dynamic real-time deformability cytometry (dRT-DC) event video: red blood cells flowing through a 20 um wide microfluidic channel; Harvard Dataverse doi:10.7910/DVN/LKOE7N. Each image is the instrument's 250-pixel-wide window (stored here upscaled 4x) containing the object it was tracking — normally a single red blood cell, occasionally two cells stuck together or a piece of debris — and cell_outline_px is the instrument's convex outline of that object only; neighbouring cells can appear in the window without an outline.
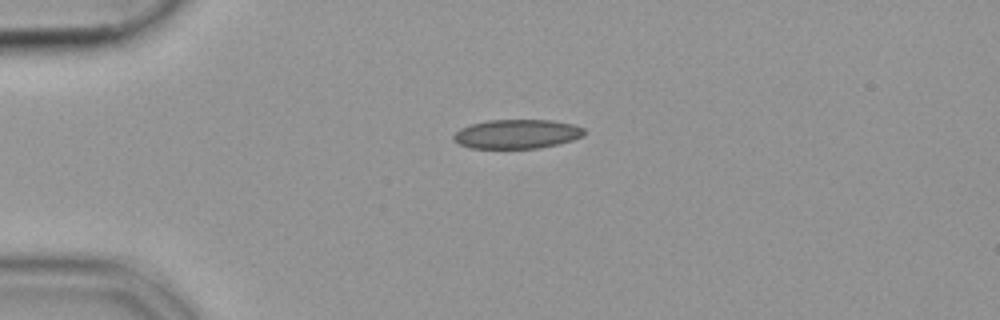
{"species": "common noctule bat (a hibernating species)", "species_latin": "Nyctalus noctula", "temperature_condition": "cold", "stored_images_in_passage": 48, "camera_frame_rate_fps": 3000, "um_per_image_px": 0.085, "animal": {"sex": "female", "body_mass_g": 19.9}, "frame": {"image": 1, "passage_image": 8, "time_ms": 2.333, "image_size_px": [1000, 320], "cell_outline_px": [[584, 136], [572, 140], [540, 148], [468, 148], [452, 140], [452, 136], [460, 128], [472, 124], [488, 120], [552, 120], [572, 124], [584, 128]], "centroid_in_image_um": [43.92, 11.39], "position_along_channel_um": 41.1, "area_um2": 22.2}}
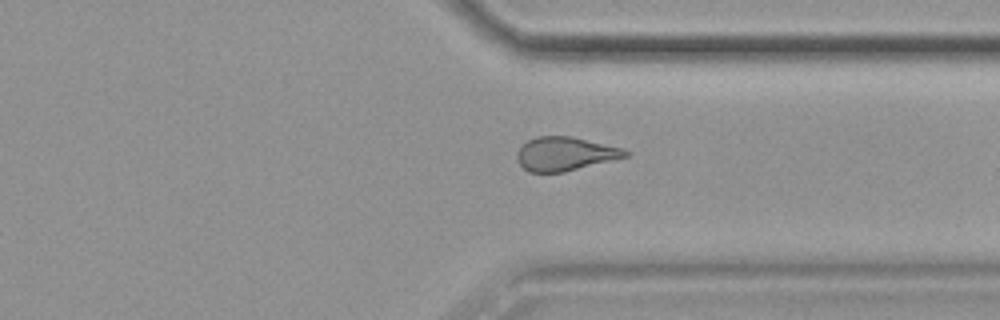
{"frame": {"image": 2, "passage_image": 36, "time_ms": 11.667, "image_size_px": [1000, 320], "cell_outline_px": [[632, 152], [628, 156], [564, 172], [528, 172], [520, 164], [516, 156], [516, 152], [520, 144], [536, 136], [572, 136], [624, 148]], "centroid_in_image_um": [48.02, 13.06], "position_along_channel_um": 363.4, "area_um2": 21.5}}
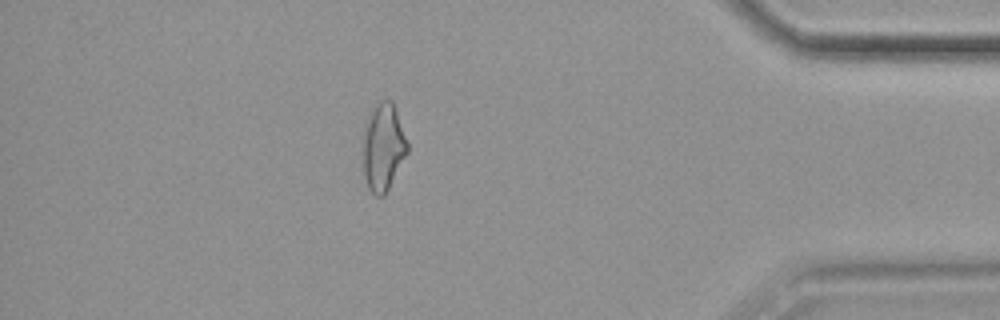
{"frame": {"image": 3, "passage_image": 42, "time_ms": 13.667, "image_size_px": [1000, 320], "cell_outline_px": [[408, 152], [384, 196], [376, 196], [368, 188], [364, 176], [364, 128], [368, 112], [380, 100], [392, 100], [408, 144]], "centroid_in_image_um": [32.56, 12.49], "position_along_channel_um": 402.6, "area_um2": 22.43}}